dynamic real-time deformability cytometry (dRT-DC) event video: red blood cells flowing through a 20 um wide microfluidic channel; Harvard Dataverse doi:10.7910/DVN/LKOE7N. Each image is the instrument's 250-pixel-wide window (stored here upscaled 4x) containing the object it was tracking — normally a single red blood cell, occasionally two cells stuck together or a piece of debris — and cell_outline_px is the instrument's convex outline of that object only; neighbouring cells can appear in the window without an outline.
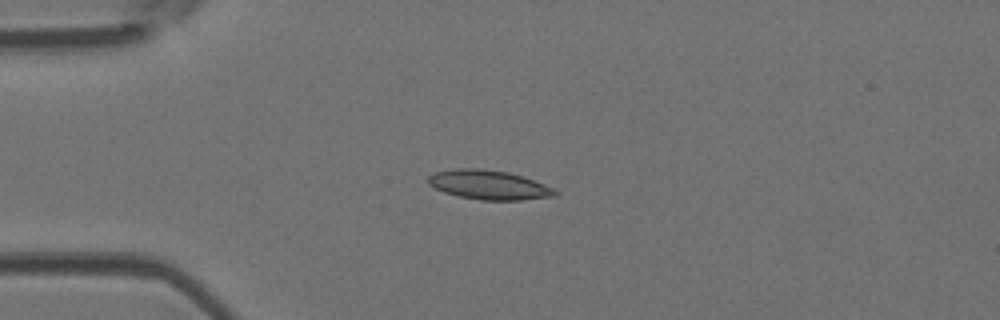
{"species": "Egyptian fruit bat (a non-hibernating species)", "species_latin": "Rousettus aegyptiacus", "temperature_condition": "room temperature", "stored_images_in_passage": 3, "camera_frame_rate_fps": 3000, "um_per_image_px": 0.085, "animal": {"sex": "female"}, "frame": {"image": 1, "passage_image": 2, "time_ms": 0.333, "image_size_px": [1000, 320], "cell_outline_px": [[560, 192], [556, 196], [520, 200], [480, 200], [460, 196], [444, 192], [428, 184], [428, 176], [436, 172], [456, 168], [476, 168], [508, 172], [524, 176], [544, 184]], "centroid_in_image_um": [41.58, 15.71], "position_along_channel_um": 43.4, "area_um2": 21.62}}
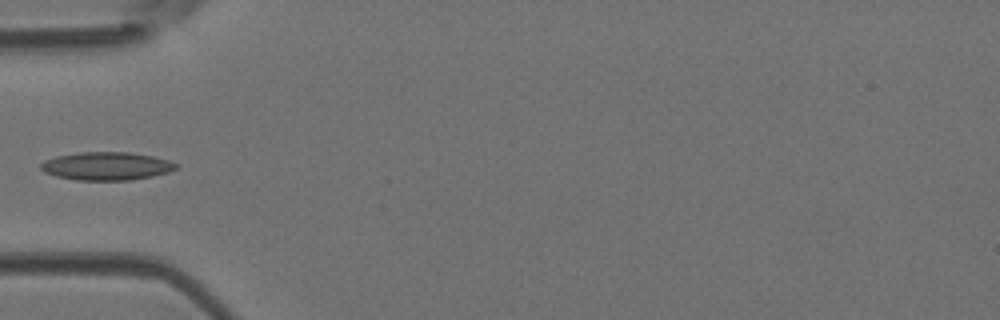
{"frame": {"image": 2, "passage_image": 3, "time_ms": 0.667, "image_size_px": [1000, 320], "cell_outline_px": [[180, 164], [176, 168], [168, 172], [152, 176], [132, 180], [76, 180], [56, 176], [44, 172], [40, 168], [40, 164], [44, 160], [56, 156], [80, 152], [128, 152], [152, 156], [168, 160]], "centroid_in_image_um": [9.04, 14.11], "position_along_channel_um": 76.0, "area_um2": 22.2}}